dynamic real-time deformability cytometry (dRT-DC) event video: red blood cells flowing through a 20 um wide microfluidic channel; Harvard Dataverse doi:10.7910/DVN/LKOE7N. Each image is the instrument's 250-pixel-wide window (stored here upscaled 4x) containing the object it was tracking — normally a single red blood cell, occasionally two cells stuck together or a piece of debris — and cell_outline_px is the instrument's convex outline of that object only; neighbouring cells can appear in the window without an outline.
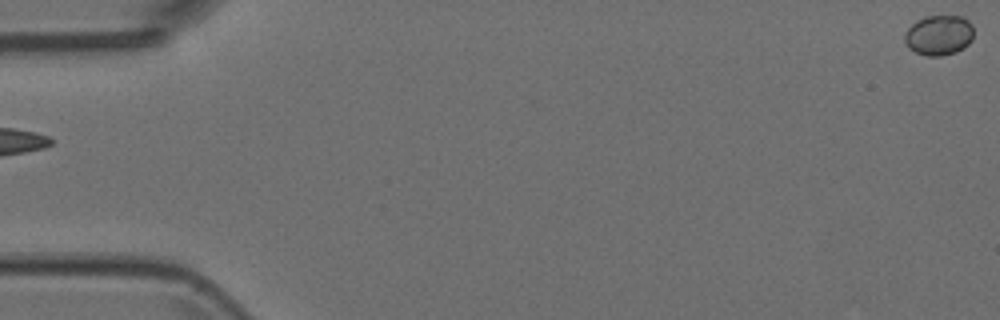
{"species": "Egyptian fruit bat (a non-hibernating species)", "species_latin": "Rousettus aegyptiacus", "temperature_condition": "room temperature", "stored_images_in_passage": 4, "segment_of_instrument_passage": [2, 2], "camera_frame_rate_fps": 3000, "um_per_image_px": 0.085, "animal": {"sex": "female"}, "frame": {"image": 1, "passage_image": 4, "time_ms": 1.0, "image_size_px": [1000, 320], "cell_outline_px": [[972, 40], [964, 48], [956, 52], [940, 56], [928, 56], [916, 52], [908, 48], [904, 40], [904, 36], [908, 28], [916, 20], [924, 16], [960, 16], [968, 20], [972, 24]], "centroid_in_image_um": [79.79, 2.99], "position_along_channel_um": 5.2, "area_um2": 16.18}}